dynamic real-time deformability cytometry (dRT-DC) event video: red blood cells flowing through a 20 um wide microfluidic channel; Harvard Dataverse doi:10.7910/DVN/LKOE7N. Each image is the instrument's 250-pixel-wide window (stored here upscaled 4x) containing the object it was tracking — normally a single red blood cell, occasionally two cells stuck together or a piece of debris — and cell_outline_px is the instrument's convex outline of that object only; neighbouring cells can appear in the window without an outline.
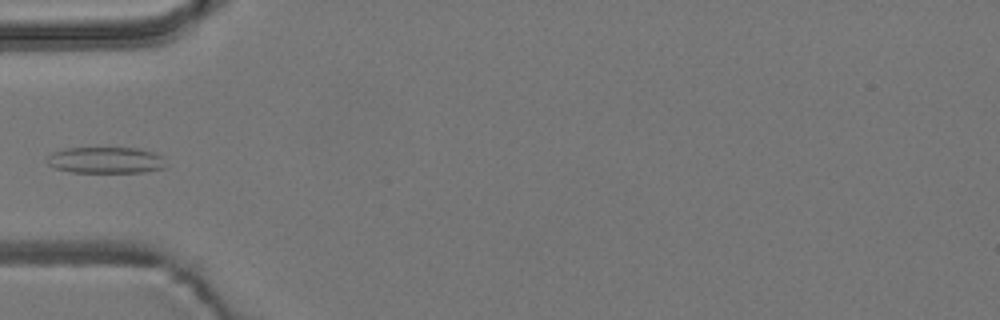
{"species": "common noctule bat (a hibernating species)", "species_latin": "Nyctalus noctula", "temperature_condition": "room temperature", "stored_images_in_passage": 5, "camera_frame_rate_fps": 3000, "um_per_image_px": 0.085, "animal": {"sex": "male", "body_mass_g": 19.2, "forearm_length_mm": 51.8}, "frame": {"image": 1, "passage_image": 5, "time_ms": 1.333, "image_size_px": [1000, 320], "cell_outline_px": [[164, 168], [144, 172], [72, 172], [56, 168], [48, 164], [48, 156], [52, 152], [64, 148], [136, 148], [152, 152], [160, 156]], "centroid_in_image_um": [8.93, 13.61], "position_along_channel_um": 76.1, "area_um2": 17.92}}